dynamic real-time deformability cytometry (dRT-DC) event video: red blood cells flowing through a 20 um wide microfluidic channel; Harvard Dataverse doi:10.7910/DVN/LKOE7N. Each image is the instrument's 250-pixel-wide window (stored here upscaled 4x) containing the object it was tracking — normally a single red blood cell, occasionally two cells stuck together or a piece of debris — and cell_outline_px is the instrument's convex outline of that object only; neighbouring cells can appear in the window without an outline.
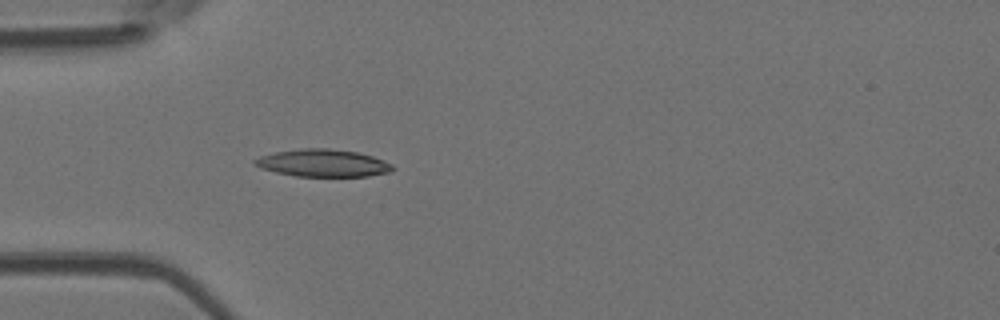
{"species": "Egyptian fruit bat (a non-hibernating species)", "species_latin": "Rousettus aegyptiacus", "temperature_condition": "room temperature", "stored_images_in_passage": 29, "camera_frame_rate_fps": 3000, "um_per_image_px": 0.085, "animal": {"sex": "female"}, "frame": {"image": 1, "passage_image": 1, "time_ms": 0.0, "image_size_px": [1000, 320], "cell_outline_px": [[396, 168], [392, 172], [368, 176], [296, 176], [276, 172], [260, 168], [252, 164], [252, 160], [260, 156], [276, 152], [300, 148], [328, 148], [360, 152], [384, 160], [392, 164]], "centroid_in_image_um": [27.47, 13.85], "position_along_channel_um": 57.5, "area_um2": 22.25}}
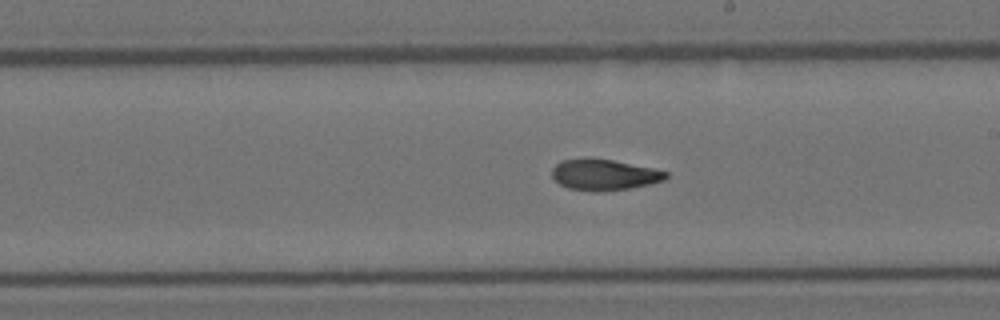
{"frame": {"image": 2, "passage_image": 15, "time_ms": 4.667, "image_size_px": [1000, 320], "cell_outline_px": [[668, 176], [664, 180], [652, 184], [628, 188], [600, 192], [592, 192], [568, 188], [560, 184], [552, 176], [552, 168], [560, 160], [612, 160], [656, 168], [668, 172]], "centroid_in_image_um": [51.4, 14.88], "position_along_channel_um": 237.6, "area_um2": 20.35}}
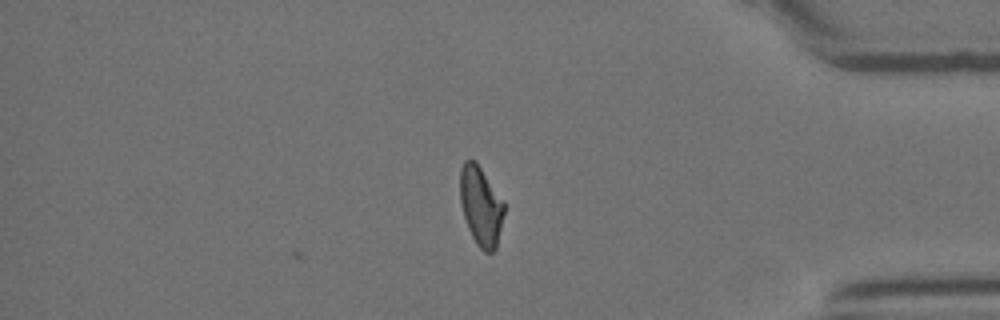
{"frame": {"image": 3, "passage_image": 29, "time_ms": 9.333, "image_size_px": [1000, 320], "cell_outline_px": [[504, 212], [496, 248], [492, 252], [484, 252], [476, 244], [468, 228], [464, 216], [460, 200], [460, 168], [464, 160], [476, 160], [504, 200]], "centroid_in_image_um": [40.87, 17.48], "position_along_channel_um": 394.3, "area_um2": 20.46}, "authors_computed_cell_mechanics": {"area_um2": 20.8658, "velocity_mm_per_s": 3.9503, "shape_relaxation_time_tau1_ms": null, "shape_relaxation_time_tau2_ms": 3.4358, "deformation_change_tau1": null, "deformation_change_tau2": 0.1045}}